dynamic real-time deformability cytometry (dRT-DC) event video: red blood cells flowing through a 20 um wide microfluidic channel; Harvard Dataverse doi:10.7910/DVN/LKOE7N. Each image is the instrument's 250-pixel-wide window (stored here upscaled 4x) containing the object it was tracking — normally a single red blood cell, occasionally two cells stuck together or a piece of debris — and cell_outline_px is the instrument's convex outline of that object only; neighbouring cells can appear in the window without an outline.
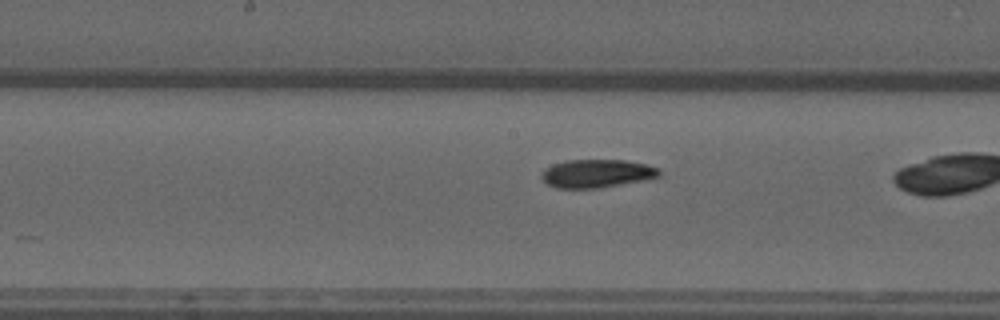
{"species": "common noctule bat (a hibernating species)", "species_latin": "Nyctalus noctula", "temperature_condition": "warm", "stored_images_in_passage": 39, "camera_frame_rate_fps": 3000, "um_per_image_px": 0.085, "animal": {"sex": "male", "forearm_length_mm": 52.5}, "frame": {"image": 1, "passage_image": 25, "time_ms": 8.0, "image_size_px": [1000, 320], "cell_outline_px": [[660, 176], [600, 188], [556, 188], [548, 184], [540, 176], [540, 172], [544, 168], [552, 164], [568, 160], [624, 160], [644, 164], [660, 168]], "centroid_in_image_um": [50.67, 14.74], "position_along_channel_um": 197.5, "area_um2": 19.25}}
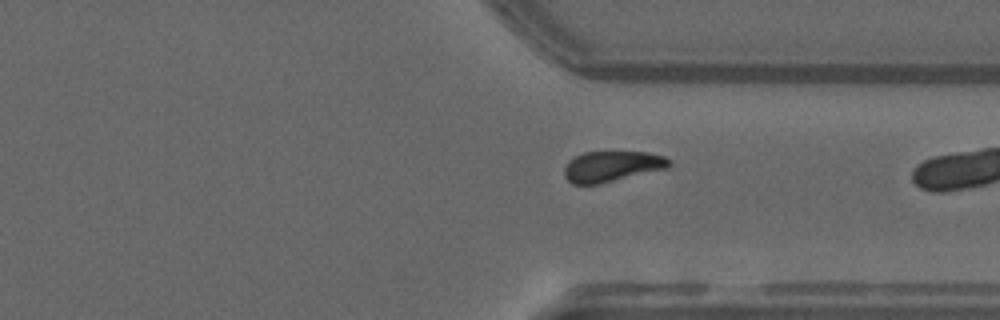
{"frame": {"image": 2, "passage_image": 38, "time_ms": 12.333, "image_size_px": [1000, 320], "cell_outline_px": [[672, 164], [668, 168], [600, 184], [572, 184], [564, 176], [564, 168], [568, 160], [584, 152], [648, 152], [664, 156], [672, 160]], "centroid_in_image_um": [52.03, 14.14], "position_along_channel_um": 359.4, "area_um2": 18.9}}